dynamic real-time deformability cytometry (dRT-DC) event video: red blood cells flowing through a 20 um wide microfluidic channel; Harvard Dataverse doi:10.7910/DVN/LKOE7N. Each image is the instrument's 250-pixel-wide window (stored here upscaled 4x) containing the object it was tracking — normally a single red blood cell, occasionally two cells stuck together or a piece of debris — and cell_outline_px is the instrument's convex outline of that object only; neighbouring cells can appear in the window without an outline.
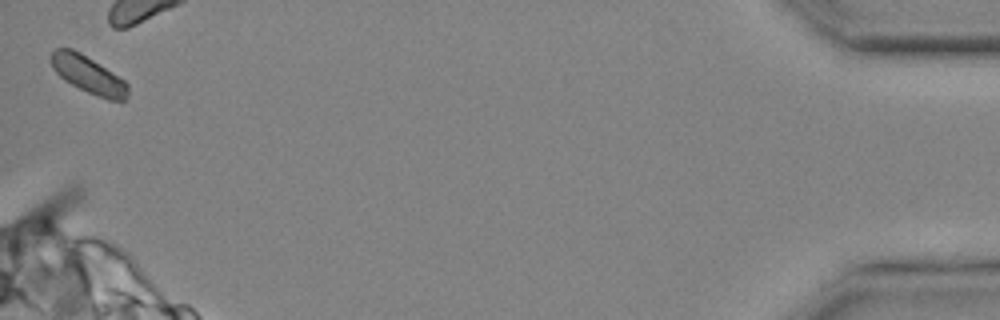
{"species": "common noctule bat (a hibernating species)", "species_latin": "Nyctalus noctula", "temperature_condition": "cold", "stored_images_in_passage": 24, "camera_frame_rate_fps": 3000, "um_per_image_px": 0.085, "animal": {"sex": "male", "body_mass_g": 20.4}, "frame": {"image": 1, "passage_image": 24, "time_ms": 7.667, "image_size_px": [1000, 320], "cell_outline_px": [[128, 96], [124, 100], [108, 100], [88, 92], [64, 80], [52, 68], [52, 52], [56, 48], [72, 48], [80, 52], [124, 80], [128, 84]], "centroid_in_image_um": [7.51, 6.35], "position_along_channel_um": 427.7, "area_um2": 16.36}}